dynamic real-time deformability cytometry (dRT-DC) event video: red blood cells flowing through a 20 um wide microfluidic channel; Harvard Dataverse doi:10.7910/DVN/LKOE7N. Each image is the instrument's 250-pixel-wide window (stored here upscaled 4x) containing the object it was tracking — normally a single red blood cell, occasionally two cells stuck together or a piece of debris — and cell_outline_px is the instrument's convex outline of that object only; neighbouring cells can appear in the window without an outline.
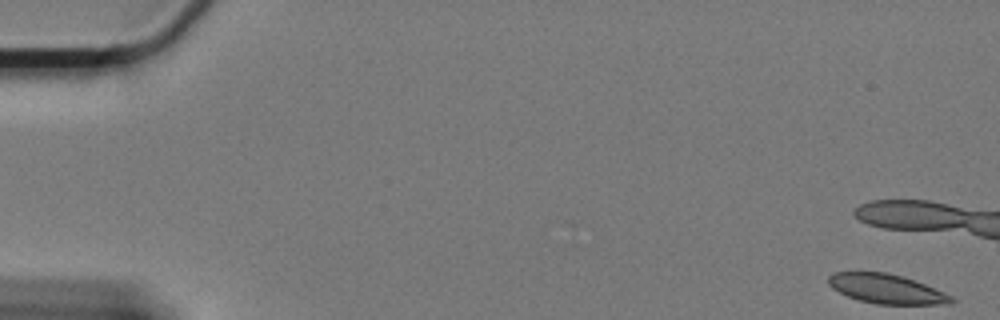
{"species": "Egyptian fruit bat (a non-hibernating species)", "species_latin": "Rousettus aegyptiacus", "temperature_condition": "cold", "stored_images_in_passage": 10, "camera_frame_rate_fps": 3000, "um_per_image_px": 0.085, "animal": {"sex": "female"}, "frame": {"image": 1, "passage_image": 1, "time_ms": 0.0, "image_size_px": [1000, 320], "cell_outline_px": [[956, 300], [948, 304], [876, 304], [860, 300], [848, 296], [832, 288], [828, 284], [828, 276], [832, 272], [888, 272], [924, 284], [944, 292], [952, 296]], "centroid_in_image_um": [75.33, 24.55], "position_along_channel_um": 9.7, "area_um2": 20.87}}